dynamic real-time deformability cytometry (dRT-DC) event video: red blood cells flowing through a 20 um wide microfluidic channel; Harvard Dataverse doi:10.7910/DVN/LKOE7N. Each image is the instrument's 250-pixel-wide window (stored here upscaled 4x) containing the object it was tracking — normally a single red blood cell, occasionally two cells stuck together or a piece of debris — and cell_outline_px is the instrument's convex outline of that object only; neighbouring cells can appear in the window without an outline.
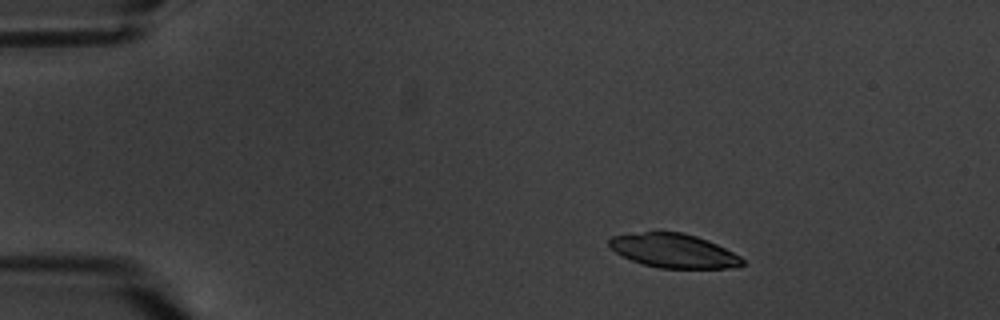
{"species": "common noctule bat (a hibernating species)", "species_latin": "Nyctalus noctula", "temperature_condition": "warm", "stored_images_in_passage": 5, "camera_frame_rate_fps": 3000, "um_per_image_px": 0.085, "animal": {"sex": "male", "body_mass_g": 20.1, "forearm_length_mm": 53.5}, "frame": {"image": 1, "passage_image": 2, "time_ms": 1.333, "image_size_px": [1000, 320], "cell_outline_px": [[744, 264], [736, 268], [660, 268], [644, 264], [632, 260], [616, 252], [608, 244], [608, 240], [612, 236], [644, 232], [684, 232], [708, 240], [740, 256], [744, 260]], "centroid_in_image_um": [57.29, 21.32], "position_along_channel_um": 27.7, "area_um2": 26.18}}
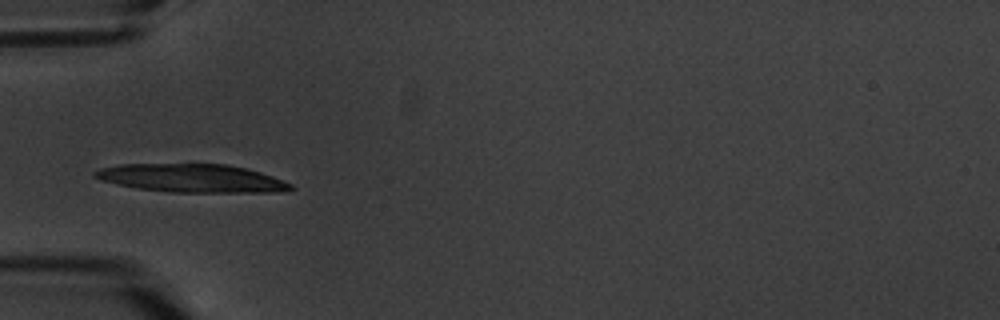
{"frame": {"image": 2, "passage_image": 5, "time_ms": 4.667, "image_size_px": [1000, 320], "cell_outline_px": [[296, 188], [292, 192], [172, 192], [136, 188], [116, 184], [100, 180], [92, 176], [92, 172], [100, 168], [120, 164], [228, 164], [260, 172], [272, 176], [292, 184]], "centroid_in_image_um": [16.32, 15.15], "position_along_channel_um": 68.7, "area_um2": 32.48}}